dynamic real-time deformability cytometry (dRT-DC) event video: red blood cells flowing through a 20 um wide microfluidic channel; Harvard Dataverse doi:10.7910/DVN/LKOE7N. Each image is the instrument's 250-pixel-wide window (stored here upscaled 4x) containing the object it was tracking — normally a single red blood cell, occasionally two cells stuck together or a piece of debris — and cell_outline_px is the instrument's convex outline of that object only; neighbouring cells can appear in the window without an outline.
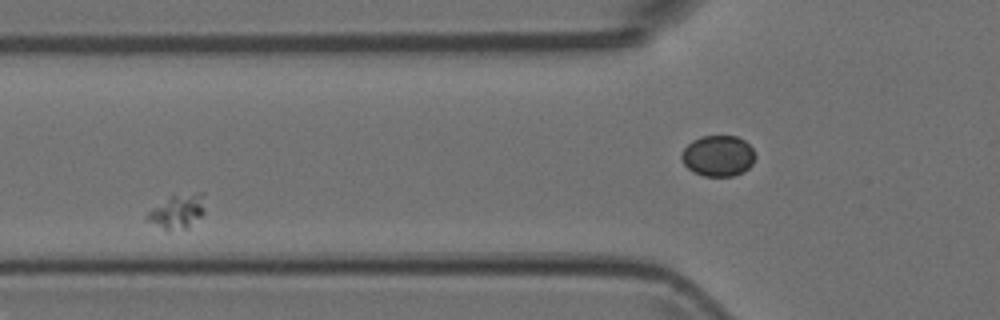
{"species": "Egyptian fruit bat (a non-hibernating species)", "species_latin": "Rousettus aegyptiacus", "temperature_condition": "room temperature", "stored_images_in_passage": 12, "camera_frame_rate_fps": 3000, "um_per_image_px": 0.085, "animal": {"sex": "female"}, "frame": {"image": 1, "passage_image": 4, "time_ms": 1.0, "image_size_px": [1000, 320], "cell_outline_px": [[204, 212], [188, 228], [168, 232], [144, 220], [148, 212], [152, 208], [172, 196], [196, 192], [204, 192]], "centroid_in_image_um": [15.07, 18.01], "position_along_channel_um": 110.7, "area_um2": 11.62}}
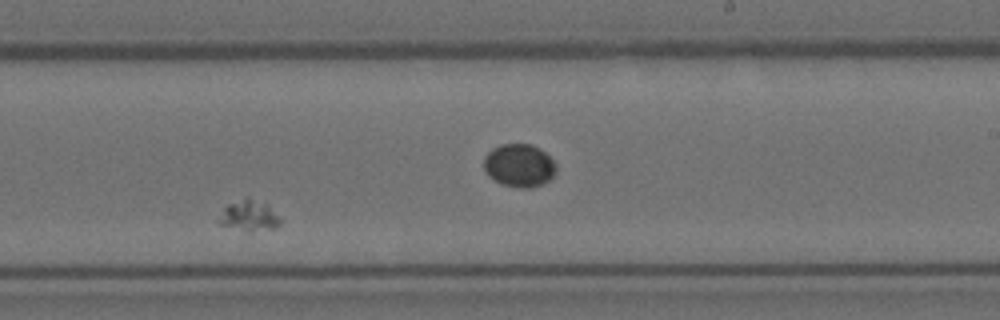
{"frame": {"image": 2, "passage_image": 8, "time_ms": 2.333, "image_size_px": [1000, 320], "cell_outline_px": [[280, 224], [276, 228], [248, 232], [220, 224], [216, 220], [224, 208], [228, 204], [248, 196], [268, 204], [280, 220]], "centroid_in_image_um": [21.15, 18.33], "position_along_channel_um": 267.8, "area_um2": 11.1}}
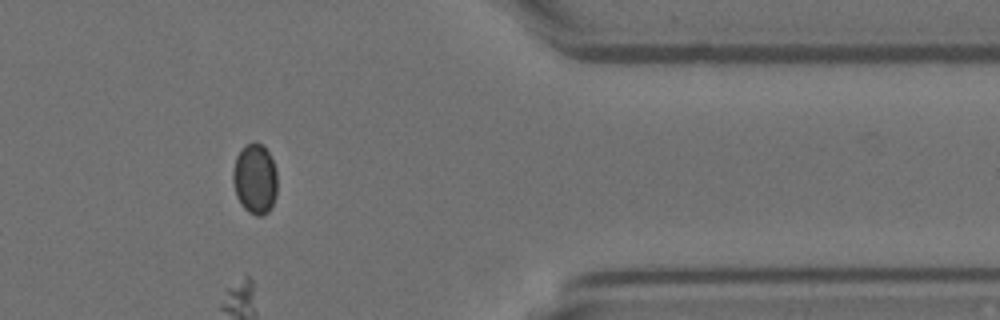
{"frame": {"image": 3, "passage_image": 11, "time_ms": 3.333, "image_size_px": [1000, 320], "cell_outline_px": [[276, 196], [268, 212], [264, 216], [256, 216], [248, 212], [244, 208], [236, 196], [232, 180], [232, 172], [236, 156], [244, 144], [260, 144], [268, 152], [276, 168]], "centroid_in_image_um": [21.65, 15.24], "position_along_channel_um": 389.7, "area_um2": 18.15}}